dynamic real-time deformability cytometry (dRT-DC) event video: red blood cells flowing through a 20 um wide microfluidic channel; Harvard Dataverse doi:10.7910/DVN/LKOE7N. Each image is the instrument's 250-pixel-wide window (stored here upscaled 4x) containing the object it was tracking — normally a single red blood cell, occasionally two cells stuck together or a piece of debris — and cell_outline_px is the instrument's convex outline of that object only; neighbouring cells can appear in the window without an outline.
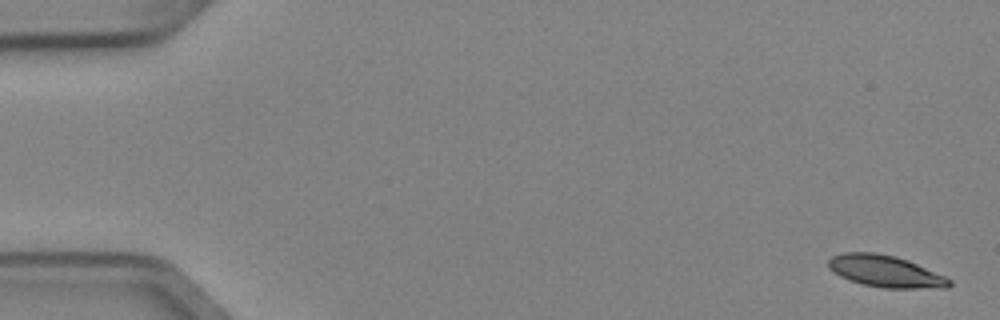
{"species": "Egyptian fruit bat (a non-hibernating species)", "species_latin": "Rousettus aegyptiacus", "temperature_condition": "cold", "stored_images_in_passage": 5, "camera_frame_rate_fps": 3000, "um_per_image_px": 0.085, "animal": {"sex": "female"}, "frame": {"image": 1, "passage_image": 1, "time_ms": 0.0, "image_size_px": [1000, 320], "cell_outline_px": [[952, 284], [948, 288], [884, 288], [864, 284], [848, 280], [840, 276], [828, 268], [828, 260], [832, 256], [844, 252], [876, 252], [896, 256], [908, 260], [944, 276], [952, 280]], "centroid_in_image_um": [75.25, 23.05], "position_along_channel_um": 9.7, "area_um2": 22.43}}
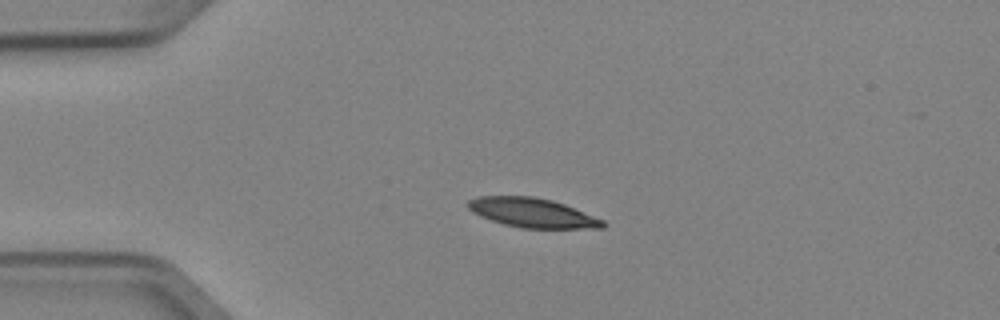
{"frame": {"image": 2, "passage_image": 4, "time_ms": 1.0, "image_size_px": [1000, 320], "cell_outline_px": [[608, 224], [604, 228], [520, 228], [504, 224], [480, 216], [472, 212], [468, 208], [468, 200], [476, 196], [532, 196], [552, 200], [564, 204], [604, 220]], "centroid_in_image_um": [45.25, 18.08], "position_along_channel_um": 39.7, "area_um2": 23.06}}